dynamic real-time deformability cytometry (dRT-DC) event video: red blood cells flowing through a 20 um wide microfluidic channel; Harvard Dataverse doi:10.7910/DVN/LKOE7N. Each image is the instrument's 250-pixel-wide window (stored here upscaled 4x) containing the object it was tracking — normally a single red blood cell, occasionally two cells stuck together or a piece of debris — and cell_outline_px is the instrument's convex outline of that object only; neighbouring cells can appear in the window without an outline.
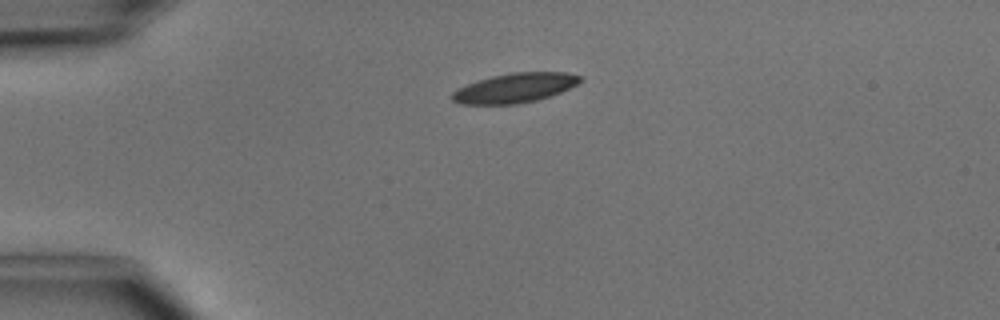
{"species": "common noctule bat (a hibernating species)", "species_latin": "Nyctalus noctula", "temperature_condition": "cold", "stored_images_in_passage": 3, "camera_frame_rate_fps": 3000, "um_per_image_px": 0.085, "animal": {"sex": "male", "body_mass_g": 15.6}, "frame": {"image": 1, "passage_image": 1, "time_ms": 0.0, "image_size_px": [1000, 320], "cell_outline_px": [[584, 80], [560, 92], [536, 100], [516, 104], [460, 104], [452, 100], [452, 92], [456, 88], [476, 80], [492, 76], [512, 72], [568, 72], [584, 76]], "centroid_in_image_um": [43.75, 7.46], "position_along_channel_um": 41.2, "area_um2": 22.14}}